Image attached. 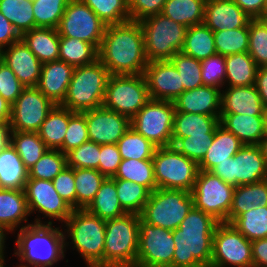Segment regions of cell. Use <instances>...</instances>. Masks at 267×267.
Listing matches in <instances>:
<instances>
[{
    "label": "cell",
    "instance_id": "cell-1",
    "mask_svg": "<svg viewBox=\"0 0 267 267\" xmlns=\"http://www.w3.org/2000/svg\"><path fill=\"white\" fill-rule=\"evenodd\" d=\"M98 59L111 75L143 74L148 60L144 51L143 29L137 21L107 25Z\"/></svg>",
    "mask_w": 267,
    "mask_h": 267
},
{
    "label": "cell",
    "instance_id": "cell-2",
    "mask_svg": "<svg viewBox=\"0 0 267 267\" xmlns=\"http://www.w3.org/2000/svg\"><path fill=\"white\" fill-rule=\"evenodd\" d=\"M220 222L194 206L173 230L172 267H210L213 234Z\"/></svg>",
    "mask_w": 267,
    "mask_h": 267
},
{
    "label": "cell",
    "instance_id": "cell-3",
    "mask_svg": "<svg viewBox=\"0 0 267 267\" xmlns=\"http://www.w3.org/2000/svg\"><path fill=\"white\" fill-rule=\"evenodd\" d=\"M26 224L20 228L15 240L17 249L13 255L22 262L17 267H53L65 258L64 252L69 242L60 227H54L53 224Z\"/></svg>",
    "mask_w": 267,
    "mask_h": 267
},
{
    "label": "cell",
    "instance_id": "cell-4",
    "mask_svg": "<svg viewBox=\"0 0 267 267\" xmlns=\"http://www.w3.org/2000/svg\"><path fill=\"white\" fill-rule=\"evenodd\" d=\"M64 224L65 239H71V247L81 254L87 267H103L106 220L86 209H74Z\"/></svg>",
    "mask_w": 267,
    "mask_h": 267
},
{
    "label": "cell",
    "instance_id": "cell-5",
    "mask_svg": "<svg viewBox=\"0 0 267 267\" xmlns=\"http://www.w3.org/2000/svg\"><path fill=\"white\" fill-rule=\"evenodd\" d=\"M139 214L106 220L103 267H135L139 246Z\"/></svg>",
    "mask_w": 267,
    "mask_h": 267
},
{
    "label": "cell",
    "instance_id": "cell-6",
    "mask_svg": "<svg viewBox=\"0 0 267 267\" xmlns=\"http://www.w3.org/2000/svg\"><path fill=\"white\" fill-rule=\"evenodd\" d=\"M110 75L99 59L74 68L66 97L60 105L80 113L101 107Z\"/></svg>",
    "mask_w": 267,
    "mask_h": 267
},
{
    "label": "cell",
    "instance_id": "cell-7",
    "mask_svg": "<svg viewBox=\"0 0 267 267\" xmlns=\"http://www.w3.org/2000/svg\"><path fill=\"white\" fill-rule=\"evenodd\" d=\"M143 29L148 62L170 60L181 52L187 27L159 13L139 22Z\"/></svg>",
    "mask_w": 267,
    "mask_h": 267
},
{
    "label": "cell",
    "instance_id": "cell-8",
    "mask_svg": "<svg viewBox=\"0 0 267 267\" xmlns=\"http://www.w3.org/2000/svg\"><path fill=\"white\" fill-rule=\"evenodd\" d=\"M193 206L191 192L157 188L150 193L140 216L150 225L173 231L179 228Z\"/></svg>",
    "mask_w": 267,
    "mask_h": 267
},
{
    "label": "cell",
    "instance_id": "cell-9",
    "mask_svg": "<svg viewBox=\"0 0 267 267\" xmlns=\"http://www.w3.org/2000/svg\"><path fill=\"white\" fill-rule=\"evenodd\" d=\"M152 162L157 188L192 191L199 172L195 161L167 146L156 148Z\"/></svg>",
    "mask_w": 267,
    "mask_h": 267
},
{
    "label": "cell",
    "instance_id": "cell-10",
    "mask_svg": "<svg viewBox=\"0 0 267 267\" xmlns=\"http://www.w3.org/2000/svg\"><path fill=\"white\" fill-rule=\"evenodd\" d=\"M149 100L143 74L110 75L102 106L132 119Z\"/></svg>",
    "mask_w": 267,
    "mask_h": 267
},
{
    "label": "cell",
    "instance_id": "cell-11",
    "mask_svg": "<svg viewBox=\"0 0 267 267\" xmlns=\"http://www.w3.org/2000/svg\"><path fill=\"white\" fill-rule=\"evenodd\" d=\"M210 172L234 187L267 179V166L259 145H244L234 157L218 163Z\"/></svg>",
    "mask_w": 267,
    "mask_h": 267
},
{
    "label": "cell",
    "instance_id": "cell-12",
    "mask_svg": "<svg viewBox=\"0 0 267 267\" xmlns=\"http://www.w3.org/2000/svg\"><path fill=\"white\" fill-rule=\"evenodd\" d=\"M235 187L210 171L199 170L191 191L195 208L210 214L220 223H228Z\"/></svg>",
    "mask_w": 267,
    "mask_h": 267
},
{
    "label": "cell",
    "instance_id": "cell-13",
    "mask_svg": "<svg viewBox=\"0 0 267 267\" xmlns=\"http://www.w3.org/2000/svg\"><path fill=\"white\" fill-rule=\"evenodd\" d=\"M174 103L150 99L131 119V127L158 147L172 146Z\"/></svg>",
    "mask_w": 267,
    "mask_h": 267
},
{
    "label": "cell",
    "instance_id": "cell-14",
    "mask_svg": "<svg viewBox=\"0 0 267 267\" xmlns=\"http://www.w3.org/2000/svg\"><path fill=\"white\" fill-rule=\"evenodd\" d=\"M253 267L251 241L232 224L219 223L213 234L210 267Z\"/></svg>",
    "mask_w": 267,
    "mask_h": 267
},
{
    "label": "cell",
    "instance_id": "cell-15",
    "mask_svg": "<svg viewBox=\"0 0 267 267\" xmlns=\"http://www.w3.org/2000/svg\"><path fill=\"white\" fill-rule=\"evenodd\" d=\"M106 25L81 0H70L56 28L59 36L76 38L93 44L98 50Z\"/></svg>",
    "mask_w": 267,
    "mask_h": 267
},
{
    "label": "cell",
    "instance_id": "cell-16",
    "mask_svg": "<svg viewBox=\"0 0 267 267\" xmlns=\"http://www.w3.org/2000/svg\"><path fill=\"white\" fill-rule=\"evenodd\" d=\"M174 250L173 231L150 225L140 218L135 267H172Z\"/></svg>",
    "mask_w": 267,
    "mask_h": 267
},
{
    "label": "cell",
    "instance_id": "cell-17",
    "mask_svg": "<svg viewBox=\"0 0 267 267\" xmlns=\"http://www.w3.org/2000/svg\"><path fill=\"white\" fill-rule=\"evenodd\" d=\"M24 191L29 213L38 211L44 215L43 218H49V221L43 222V219L36 217V224H53L51 219L65 223L74 210L57 193L50 180L28 178Z\"/></svg>",
    "mask_w": 267,
    "mask_h": 267
},
{
    "label": "cell",
    "instance_id": "cell-18",
    "mask_svg": "<svg viewBox=\"0 0 267 267\" xmlns=\"http://www.w3.org/2000/svg\"><path fill=\"white\" fill-rule=\"evenodd\" d=\"M54 105L37 87H25L11 106V130L38 132Z\"/></svg>",
    "mask_w": 267,
    "mask_h": 267
},
{
    "label": "cell",
    "instance_id": "cell-19",
    "mask_svg": "<svg viewBox=\"0 0 267 267\" xmlns=\"http://www.w3.org/2000/svg\"><path fill=\"white\" fill-rule=\"evenodd\" d=\"M86 117L89 141L97 144H117L131 127V119L103 106L81 112Z\"/></svg>",
    "mask_w": 267,
    "mask_h": 267
},
{
    "label": "cell",
    "instance_id": "cell-20",
    "mask_svg": "<svg viewBox=\"0 0 267 267\" xmlns=\"http://www.w3.org/2000/svg\"><path fill=\"white\" fill-rule=\"evenodd\" d=\"M143 75L150 99L173 102L184 91L181 76L170 60L148 62Z\"/></svg>",
    "mask_w": 267,
    "mask_h": 267
},
{
    "label": "cell",
    "instance_id": "cell-21",
    "mask_svg": "<svg viewBox=\"0 0 267 267\" xmlns=\"http://www.w3.org/2000/svg\"><path fill=\"white\" fill-rule=\"evenodd\" d=\"M2 62L17 76L24 87H36L42 63L20 39L2 50Z\"/></svg>",
    "mask_w": 267,
    "mask_h": 267
},
{
    "label": "cell",
    "instance_id": "cell-22",
    "mask_svg": "<svg viewBox=\"0 0 267 267\" xmlns=\"http://www.w3.org/2000/svg\"><path fill=\"white\" fill-rule=\"evenodd\" d=\"M251 18L233 0H207L203 23L213 32L248 27Z\"/></svg>",
    "mask_w": 267,
    "mask_h": 267
},
{
    "label": "cell",
    "instance_id": "cell-23",
    "mask_svg": "<svg viewBox=\"0 0 267 267\" xmlns=\"http://www.w3.org/2000/svg\"><path fill=\"white\" fill-rule=\"evenodd\" d=\"M74 67L56 60L42 64L37 88L54 104H61L66 97Z\"/></svg>",
    "mask_w": 267,
    "mask_h": 267
},
{
    "label": "cell",
    "instance_id": "cell-24",
    "mask_svg": "<svg viewBox=\"0 0 267 267\" xmlns=\"http://www.w3.org/2000/svg\"><path fill=\"white\" fill-rule=\"evenodd\" d=\"M173 103L175 111L220 116L221 89L203 85L183 91Z\"/></svg>",
    "mask_w": 267,
    "mask_h": 267
},
{
    "label": "cell",
    "instance_id": "cell-25",
    "mask_svg": "<svg viewBox=\"0 0 267 267\" xmlns=\"http://www.w3.org/2000/svg\"><path fill=\"white\" fill-rule=\"evenodd\" d=\"M264 108L255 85L227 87L221 90L220 114L263 116Z\"/></svg>",
    "mask_w": 267,
    "mask_h": 267
},
{
    "label": "cell",
    "instance_id": "cell-26",
    "mask_svg": "<svg viewBox=\"0 0 267 267\" xmlns=\"http://www.w3.org/2000/svg\"><path fill=\"white\" fill-rule=\"evenodd\" d=\"M219 124L244 145H259L265 136L263 116L220 114Z\"/></svg>",
    "mask_w": 267,
    "mask_h": 267
},
{
    "label": "cell",
    "instance_id": "cell-27",
    "mask_svg": "<svg viewBox=\"0 0 267 267\" xmlns=\"http://www.w3.org/2000/svg\"><path fill=\"white\" fill-rule=\"evenodd\" d=\"M29 215L24 190L0 188V223L2 225L12 232L17 231L21 225V228L27 226L22 223L29 221L27 218Z\"/></svg>",
    "mask_w": 267,
    "mask_h": 267
},
{
    "label": "cell",
    "instance_id": "cell-28",
    "mask_svg": "<svg viewBox=\"0 0 267 267\" xmlns=\"http://www.w3.org/2000/svg\"><path fill=\"white\" fill-rule=\"evenodd\" d=\"M243 146L244 144L238 137L219 124L215 130L213 143L208 147L206 155L198 164L199 170L210 171L218 163L234 157Z\"/></svg>",
    "mask_w": 267,
    "mask_h": 267
},
{
    "label": "cell",
    "instance_id": "cell-29",
    "mask_svg": "<svg viewBox=\"0 0 267 267\" xmlns=\"http://www.w3.org/2000/svg\"><path fill=\"white\" fill-rule=\"evenodd\" d=\"M21 39L42 64L59 60L60 36L57 29L36 27L25 32Z\"/></svg>",
    "mask_w": 267,
    "mask_h": 267
},
{
    "label": "cell",
    "instance_id": "cell-30",
    "mask_svg": "<svg viewBox=\"0 0 267 267\" xmlns=\"http://www.w3.org/2000/svg\"><path fill=\"white\" fill-rule=\"evenodd\" d=\"M258 206H267V179L235 187L228 223L231 224L241 213Z\"/></svg>",
    "mask_w": 267,
    "mask_h": 267
},
{
    "label": "cell",
    "instance_id": "cell-31",
    "mask_svg": "<svg viewBox=\"0 0 267 267\" xmlns=\"http://www.w3.org/2000/svg\"><path fill=\"white\" fill-rule=\"evenodd\" d=\"M29 170L24 166L17 151L10 144L0 151V188L24 190Z\"/></svg>",
    "mask_w": 267,
    "mask_h": 267
},
{
    "label": "cell",
    "instance_id": "cell-32",
    "mask_svg": "<svg viewBox=\"0 0 267 267\" xmlns=\"http://www.w3.org/2000/svg\"><path fill=\"white\" fill-rule=\"evenodd\" d=\"M60 104H55L38 131L48 149H60L63 146L69 119L75 114Z\"/></svg>",
    "mask_w": 267,
    "mask_h": 267
},
{
    "label": "cell",
    "instance_id": "cell-33",
    "mask_svg": "<svg viewBox=\"0 0 267 267\" xmlns=\"http://www.w3.org/2000/svg\"><path fill=\"white\" fill-rule=\"evenodd\" d=\"M86 210L103 220L119 218L127 214L119 202L115 178H105Z\"/></svg>",
    "mask_w": 267,
    "mask_h": 267
},
{
    "label": "cell",
    "instance_id": "cell-34",
    "mask_svg": "<svg viewBox=\"0 0 267 267\" xmlns=\"http://www.w3.org/2000/svg\"><path fill=\"white\" fill-rule=\"evenodd\" d=\"M220 116H208L197 113L175 111L173 117L172 138H183L191 135L215 133Z\"/></svg>",
    "mask_w": 267,
    "mask_h": 267
},
{
    "label": "cell",
    "instance_id": "cell-35",
    "mask_svg": "<svg viewBox=\"0 0 267 267\" xmlns=\"http://www.w3.org/2000/svg\"><path fill=\"white\" fill-rule=\"evenodd\" d=\"M225 64L226 87L255 85L258 66L248 52L226 56Z\"/></svg>",
    "mask_w": 267,
    "mask_h": 267
},
{
    "label": "cell",
    "instance_id": "cell-36",
    "mask_svg": "<svg viewBox=\"0 0 267 267\" xmlns=\"http://www.w3.org/2000/svg\"><path fill=\"white\" fill-rule=\"evenodd\" d=\"M181 52L199 61L216 54L213 31L204 23L188 27Z\"/></svg>",
    "mask_w": 267,
    "mask_h": 267
},
{
    "label": "cell",
    "instance_id": "cell-37",
    "mask_svg": "<svg viewBox=\"0 0 267 267\" xmlns=\"http://www.w3.org/2000/svg\"><path fill=\"white\" fill-rule=\"evenodd\" d=\"M207 0H167L161 14L184 26L203 23Z\"/></svg>",
    "mask_w": 267,
    "mask_h": 267
},
{
    "label": "cell",
    "instance_id": "cell-38",
    "mask_svg": "<svg viewBox=\"0 0 267 267\" xmlns=\"http://www.w3.org/2000/svg\"><path fill=\"white\" fill-rule=\"evenodd\" d=\"M99 50L91 43L60 36L59 60L74 68L88 65L98 59Z\"/></svg>",
    "mask_w": 267,
    "mask_h": 267
},
{
    "label": "cell",
    "instance_id": "cell-39",
    "mask_svg": "<svg viewBox=\"0 0 267 267\" xmlns=\"http://www.w3.org/2000/svg\"><path fill=\"white\" fill-rule=\"evenodd\" d=\"M0 12L20 36L36 28L33 0H0Z\"/></svg>",
    "mask_w": 267,
    "mask_h": 267
},
{
    "label": "cell",
    "instance_id": "cell-40",
    "mask_svg": "<svg viewBox=\"0 0 267 267\" xmlns=\"http://www.w3.org/2000/svg\"><path fill=\"white\" fill-rule=\"evenodd\" d=\"M113 178L136 182L150 192L157 189L152 159H122Z\"/></svg>",
    "mask_w": 267,
    "mask_h": 267
},
{
    "label": "cell",
    "instance_id": "cell-41",
    "mask_svg": "<svg viewBox=\"0 0 267 267\" xmlns=\"http://www.w3.org/2000/svg\"><path fill=\"white\" fill-rule=\"evenodd\" d=\"M105 178L97 169L74 168L76 209L89 206Z\"/></svg>",
    "mask_w": 267,
    "mask_h": 267
},
{
    "label": "cell",
    "instance_id": "cell-42",
    "mask_svg": "<svg viewBox=\"0 0 267 267\" xmlns=\"http://www.w3.org/2000/svg\"><path fill=\"white\" fill-rule=\"evenodd\" d=\"M11 145L29 170L48 149L38 132L12 131Z\"/></svg>",
    "mask_w": 267,
    "mask_h": 267
},
{
    "label": "cell",
    "instance_id": "cell-43",
    "mask_svg": "<svg viewBox=\"0 0 267 267\" xmlns=\"http://www.w3.org/2000/svg\"><path fill=\"white\" fill-rule=\"evenodd\" d=\"M231 224L251 242L267 238V206L241 213Z\"/></svg>",
    "mask_w": 267,
    "mask_h": 267
},
{
    "label": "cell",
    "instance_id": "cell-44",
    "mask_svg": "<svg viewBox=\"0 0 267 267\" xmlns=\"http://www.w3.org/2000/svg\"><path fill=\"white\" fill-rule=\"evenodd\" d=\"M115 183L122 208L127 213L140 215L151 192L145 186L129 180L115 179Z\"/></svg>",
    "mask_w": 267,
    "mask_h": 267
},
{
    "label": "cell",
    "instance_id": "cell-45",
    "mask_svg": "<svg viewBox=\"0 0 267 267\" xmlns=\"http://www.w3.org/2000/svg\"><path fill=\"white\" fill-rule=\"evenodd\" d=\"M122 159H152L156 146L130 127L117 142Z\"/></svg>",
    "mask_w": 267,
    "mask_h": 267
},
{
    "label": "cell",
    "instance_id": "cell-46",
    "mask_svg": "<svg viewBox=\"0 0 267 267\" xmlns=\"http://www.w3.org/2000/svg\"><path fill=\"white\" fill-rule=\"evenodd\" d=\"M107 25L130 20L129 0H81Z\"/></svg>",
    "mask_w": 267,
    "mask_h": 267
},
{
    "label": "cell",
    "instance_id": "cell-47",
    "mask_svg": "<svg viewBox=\"0 0 267 267\" xmlns=\"http://www.w3.org/2000/svg\"><path fill=\"white\" fill-rule=\"evenodd\" d=\"M215 50L217 54L229 56L237 53L248 52L249 30L248 27L234 30L213 32Z\"/></svg>",
    "mask_w": 267,
    "mask_h": 267
},
{
    "label": "cell",
    "instance_id": "cell-48",
    "mask_svg": "<svg viewBox=\"0 0 267 267\" xmlns=\"http://www.w3.org/2000/svg\"><path fill=\"white\" fill-rule=\"evenodd\" d=\"M66 167L65 153L58 149H47L29 169V178L52 181Z\"/></svg>",
    "mask_w": 267,
    "mask_h": 267
},
{
    "label": "cell",
    "instance_id": "cell-49",
    "mask_svg": "<svg viewBox=\"0 0 267 267\" xmlns=\"http://www.w3.org/2000/svg\"><path fill=\"white\" fill-rule=\"evenodd\" d=\"M70 0H33L36 27L56 29Z\"/></svg>",
    "mask_w": 267,
    "mask_h": 267
},
{
    "label": "cell",
    "instance_id": "cell-50",
    "mask_svg": "<svg viewBox=\"0 0 267 267\" xmlns=\"http://www.w3.org/2000/svg\"><path fill=\"white\" fill-rule=\"evenodd\" d=\"M248 53L258 67H267V21L251 19L248 23Z\"/></svg>",
    "mask_w": 267,
    "mask_h": 267
},
{
    "label": "cell",
    "instance_id": "cell-51",
    "mask_svg": "<svg viewBox=\"0 0 267 267\" xmlns=\"http://www.w3.org/2000/svg\"><path fill=\"white\" fill-rule=\"evenodd\" d=\"M170 61L176 67L179 75L181 76L180 79L184 86V91L203 86L201 61L185 55L182 52H177Z\"/></svg>",
    "mask_w": 267,
    "mask_h": 267
},
{
    "label": "cell",
    "instance_id": "cell-52",
    "mask_svg": "<svg viewBox=\"0 0 267 267\" xmlns=\"http://www.w3.org/2000/svg\"><path fill=\"white\" fill-rule=\"evenodd\" d=\"M215 133H205L204 135H191L183 138H172V146L181 154L199 164L208 147L213 143Z\"/></svg>",
    "mask_w": 267,
    "mask_h": 267
},
{
    "label": "cell",
    "instance_id": "cell-53",
    "mask_svg": "<svg viewBox=\"0 0 267 267\" xmlns=\"http://www.w3.org/2000/svg\"><path fill=\"white\" fill-rule=\"evenodd\" d=\"M67 166L71 168H89L99 171L100 144L92 141L65 153Z\"/></svg>",
    "mask_w": 267,
    "mask_h": 267
},
{
    "label": "cell",
    "instance_id": "cell-54",
    "mask_svg": "<svg viewBox=\"0 0 267 267\" xmlns=\"http://www.w3.org/2000/svg\"><path fill=\"white\" fill-rule=\"evenodd\" d=\"M201 76L204 86L221 89L225 86L226 64L225 56L214 54L201 61Z\"/></svg>",
    "mask_w": 267,
    "mask_h": 267
},
{
    "label": "cell",
    "instance_id": "cell-55",
    "mask_svg": "<svg viewBox=\"0 0 267 267\" xmlns=\"http://www.w3.org/2000/svg\"><path fill=\"white\" fill-rule=\"evenodd\" d=\"M89 141L86 117L76 112L68 122V127L65 133L63 146L59 149L66 153L69 150L79 147L82 143Z\"/></svg>",
    "mask_w": 267,
    "mask_h": 267
},
{
    "label": "cell",
    "instance_id": "cell-56",
    "mask_svg": "<svg viewBox=\"0 0 267 267\" xmlns=\"http://www.w3.org/2000/svg\"><path fill=\"white\" fill-rule=\"evenodd\" d=\"M24 88L14 72L2 62L0 64V95L12 106Z\"/></svg>",
    "mask_w": 267,
    "mask_h": 267
},
{
    "label": "cell",
    "instance_id": "cell-57",
    "mask_svg": "<svg viewBox=\"0 0 267 267\" xmlns=\"http://www.w3.org/2000/svg\"><path fill=\"white\" fill-rule=\"evenodd\" d=\"M57 193L73 208L76 209V189L74 168H64L53 180Z\"/></svg>",
    "mask_w": 267,
    "mask_h": 267
},
{
    "label": "cell",
    "instance_id": "cell-58",
    "mask_svg": "<svg viewBox=\"0 0 267 267\" xmlns=\"http://www.w3.org/2000/svg\"><path fill=\"white\" fill-rule=\"evenodd\" d=\"M99 159V171L105 177H114L122 160L117 144L100 145Z\"/></svg>",
    "mask_w": 267,
    "mask_h": 267
},
{
    "label": "cell",
    "instance_id": "cell-59",
    "mask_svg": "<svg viewBox=\"0 0 267 267\" xmlns=\"http://www.w3.org/2000/svg\"><path fill=\"white\" fill-rule=\"evenodd\" d=\"M167 0H129L130 20L140 22L143 19L162 12Z\"/></svg>",
    "mask_w": 267,
    "mask_h": 267
},
{
    "label": "cell",
    "instance_id": "cell-60",
    "mask_svg": "<svg viewBox=\"0 0 267 267\" xmlns=\"http://www.w3.org/2000/svg\"><path fill=\"white\" fill-rule=\"evenodd\" d=\"M20 39L21 36L15 30L12 23L0 12V49L3 50Z\"/></svg>",
    "mask_w": 267,
    "mask_h": 267
},
{
    "label": "cell",
    "instance_id": "cell-61",
    "mask_svg": "<svg viewBox=\"0 0 267 267\" xmlns=\"http://www.w3.org/2000/svg\"><path fill=\"white\" fill-rule=\"evenodd\" d=\"M251 19L262 18L267 0H233Z\"/></svg>",
    "mask_w": 267,
    "mask_h": 267
},
{
    "label": "cell",
    "instance_id": "cell-62",
    "mask_svg": "<svg viewBox=\"0 0 267 267\" xmlns=\"http://www.w3.org/2000/svg\"><path fill=\"white\" fill-rule=\"evenodd\" d=\"M253 267H267V238L251 242Z\"/></svg>",
    "mask_w": 267,
    "mask_h": 267
},
{
    "label": "cell",
    "instance_id": "cell-63",
    "mask_svg": "<svg viewBox=\"0 0 267 267\" xmlns=\"http://www.w3.org/2000/svg\"><path fill=\"white\" fill-rule=\"evenodd\" d=\"M255 87L260 95L261 102L267 107V67H258Z\"/></svg>",
    "mask_w": 267,
    "mask_h": 267
},
{
    "label": "cell",
    "instance_id": "cell-64",
    "mask_svg": "<svg viewBox=\"0 0 267 267\" xmlns=\"http://www.w3.org/2000/svg\"><path fill=\"white\" fill-rule=\"evenodd\" d=\"M12 130L9 122L0 123V151L11 144Z\"/></svg>",
    "mask_w": 267,
    "mask_h": 267
},
{
    "label": "cell",
    "instance_id": "cell-65",
    "mask_svg": "<svg viewBox=\"0 0 267 267\" xmlns=\"http://www.w3.org/2000/svg\"><path fill=\"white\" fill-rule=\"evenodd\" d=\"M11 118V105L0 95V123L9 122Z\"/></svg>",
    "mask_w": 267,
    "mask_h": 267
},
{
    "label": "cell",
    "instance_id": "cell-66",
    "mask_svg": "<svg viewBox=\"0 0 267 267\" xmlns=\"http://www.w3.org/2000/svg\"><path fill=\"white\" fill-rule=\"evenodd\" d=\"M8 232H12L10 231L7 227H5L4 225H2L0 223V257H5L4 256V250H5V240H6V234H9Z\"/></svg>",
    "mask_w": 267,
    "mask_h": 267
},
{
    "label": "cell",
    "instance_id": "cell-67",
    "mask_svg": "<svg viewBox=\"0 0 267 267\" xmlns=\"http://www.w3.org/2000/svg\"><path fill=\"white\" fill-rule=\"evenodd\" d=\"M259 146L261 147L262 153H263V157L265 159V163L267 166V134H265V136L262 138L261 143L259 144Z\"/></svg>",
    "mask_w": 267,
    "mask_h": 267
},
{
    "label": "cell",
    "instance_id": "cell-68",
    "mask_svg": "<svg viewBox=\"0 0 267 267\" xmlns=\"http://www.w3.org/2000/svg\"><path fill=\"white\" fill-rule=\"evenodd\" d=\"M264 129H265V134H267V107L264 108Z\"/></svg>",
    "mask_w": 267,
    "mask_h": 267
},
{
    "label": "cell",
    "instance_id": "cell-69",
    "mask_svg": "<svg viewBox=\"0 0 267 267\" xmlns=\"http://www.w3.org/2000/svg\"><path fill=\"white\" fill-rule=\"evenodd\" d=\"M261 19H263V20H266V21H267V3H266L265 10H264V14H263V16H262V18H261Z\"/></svg>",
    "mask_w": 267,
    "mask_h": 267
},
{
    "label": "cell",
    "instance_id": "cell-70",
    "mask_svg": "<svg viewBox=\"0 0 267 267\" xmlns=\"http://www.w3.org/2000/svg\"><path fill=\"white\" fill-rule=\"evenodd\" d=\"M5 257H0V267H5Z\"/></svg>",
    "mask_w": 267,
    "mask_h": 267
},
{
    "label": "cell",
    "instance_id": "cell-71",
    "mask_svg": "<svg viewBox=\"0 0 267 267\" xmlns=\"http://www.w3.org/2000/svg\"><path fill=\"white\" fill-rule=\"evenodd\" d=\"M2 63V50L0 49V64Z\"/></svg>",
    "mask_w": 267,
    "mask_h": 267
}]
</instances>
